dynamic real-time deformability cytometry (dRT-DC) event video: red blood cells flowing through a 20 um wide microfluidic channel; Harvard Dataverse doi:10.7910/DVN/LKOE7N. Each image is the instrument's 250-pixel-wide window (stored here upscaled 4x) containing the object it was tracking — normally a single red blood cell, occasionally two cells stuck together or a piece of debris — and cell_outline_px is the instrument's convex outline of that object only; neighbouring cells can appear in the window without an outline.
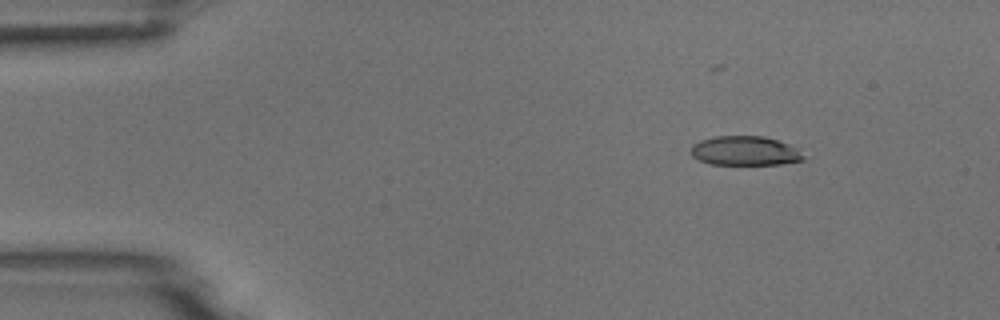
{"species": "common noctule bat (a hibernating species)", "species_latin": "Nyctalus noctula", "temperature_condition": "room temperature", "stored_images_in_passage": 6, "camera_frame_rate_fps": 3000, "um_per_image_px": 0.085, "animal": {"sex": "male", "body_mass_g": 18.8}, "frame": {"image": 1, "passage_image": 2, "time_ms": 0.333, "image_size_px": [1000, 320], "cell_outline_px": [[804, 160], [780, 164], [712, 164], [700, 160], [692, 156], [688, 152], [692, 144], [700, 140], [716, 136], [764, 136], [788, 144], [796, 148], [804, 156]], "centroid_in_image_um": [63.27, 12.82], "position_along_channel_um": 21.7, "area_um2": 19.19}}
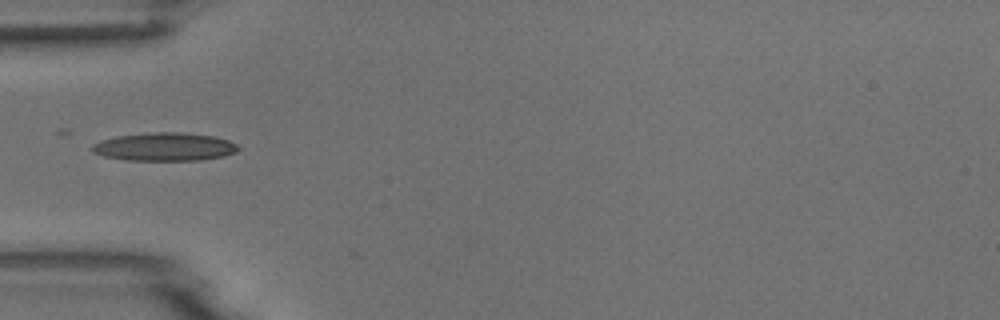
{"frame": {"image": 2, "passage_image": 5, "time_ms": 1.333, "image_size_px": [1000, 320], "cell_outline_px": [[240, 148], [236, 152], [224, 156], [200, 160], [124, 160], [104, 156], [92, 152], [92, 144], [100, 140], [116, 136], [156, 132], [180, 132], [216, 136], [228, 140], [236, 144]], "centroid_in_image_um": [13.99, 12.47], "position_along_channel_um": 71.0, "area_um2": 24.1}}
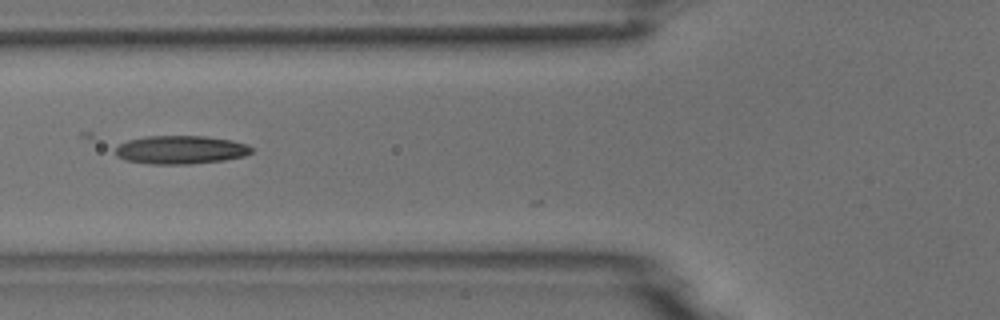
{"frame": {"image": 3, "passage_image": 6, "time_ms": 1.667, "image_size_px": [1000, 320], "cell_outline_px": [[256, 148], [252, 152], [244, 156], [224, 160], [192, 164], [148, 164], [124, 160], [116, 156], [116, 148], [120, 144], [128, 140], [144, 136], [208, 136], [232, 140], [248, 144]], "centroid_in_image_um": [15.39, 12.73], "position_along_channel_um": 110.4, "area_um2": 22.83}}